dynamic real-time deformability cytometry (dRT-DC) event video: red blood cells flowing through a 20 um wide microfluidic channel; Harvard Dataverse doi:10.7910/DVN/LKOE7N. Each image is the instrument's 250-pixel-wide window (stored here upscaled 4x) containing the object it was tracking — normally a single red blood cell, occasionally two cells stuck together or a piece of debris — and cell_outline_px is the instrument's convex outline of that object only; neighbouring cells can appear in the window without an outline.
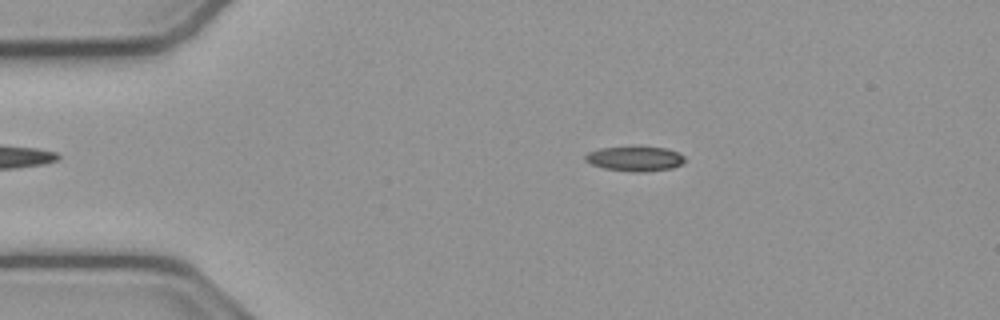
{"species": "common noctule bat (a hibernating species)", "species_latin": "Nyctalus noctula", "temperature_condition": "cold", "stored_images_in_passage": 53, "camera_frame_rate_fps": 3000, "um_per_image_px": 0.085, "animal": {"sex": "male", "body_mass_g": 23.1, "forearm_length_mm": 52.7}, "frame": {"image": 1, "passage_image": 10, "time_ms": 3.0, "image_size_px": [1000, 320], "cell_outline_px": [[684, 160], [680, 164], [672, 168], [644, 172], [632, 172], [604, 168], [592, 164], [584, 160], [584, 156], [588, 152], [600, 148], [668, 148], [684, 156]], "centroid_in_image_um": [53.94, 13.51], "position_along_channel_um": 31.1, "area_um2": 13.99}}
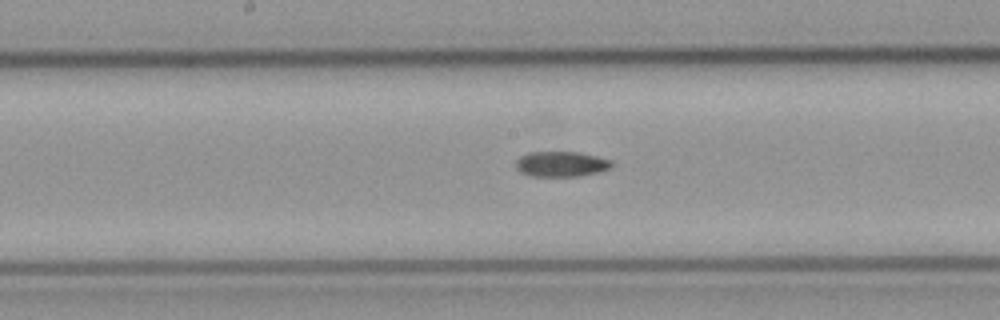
{"frame": {"image": 2, "passage_image": 27, "time_ms": 8.667, "image_size_px": [1000, 320], "cell_outline_px": [[612, 168], [596, 172], [576, 176], [532, 176], [520, 172], [516, 168], [516, 160], [520, 156], [528, 152], [580, 152], [612, 160]], "centroid_in_image_um": [47.68, 13.93], "position_along_channel_um": 200.5, "area_um2": 14.1}}
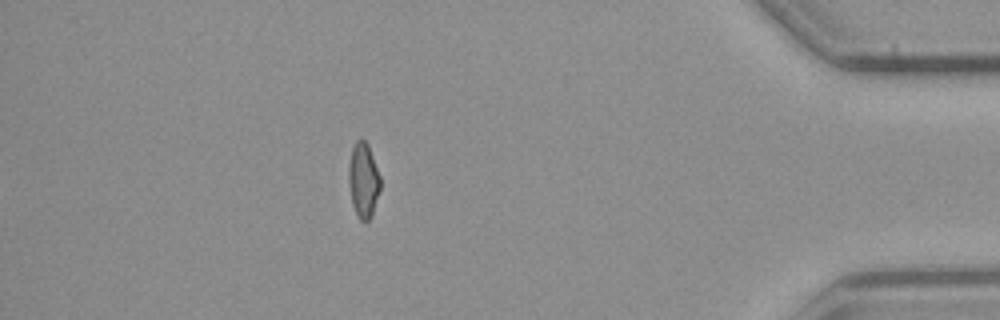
{"frame": {"image": 3, "passage_image": 47, "time_ms": 15.333, "image_size_px": [1000, 320], "cell_outline_px": [[380, 188], [372, 216], [364, 224], [360, 220], [352, 204], [348, 180], [348, 168], [352, 148], [356, 140], [364, 140], [368, 144], [380, 176]], "centroid_in_image_um": [30.88, 15.34], "position_along_channel_um": 404.3, "area_um2": 13.81}, "authors_computed_cell_mechanics": {"area_um2": 14.0454, "velocity_mm_per_s": 3.8117, "shape_relaxation_time_tau1_ms": null, "shape_relaxation_time_tau2_ms": 9.2037, "deformation_change_tau1": null, "deformation_change_tau2": 0.1629}}